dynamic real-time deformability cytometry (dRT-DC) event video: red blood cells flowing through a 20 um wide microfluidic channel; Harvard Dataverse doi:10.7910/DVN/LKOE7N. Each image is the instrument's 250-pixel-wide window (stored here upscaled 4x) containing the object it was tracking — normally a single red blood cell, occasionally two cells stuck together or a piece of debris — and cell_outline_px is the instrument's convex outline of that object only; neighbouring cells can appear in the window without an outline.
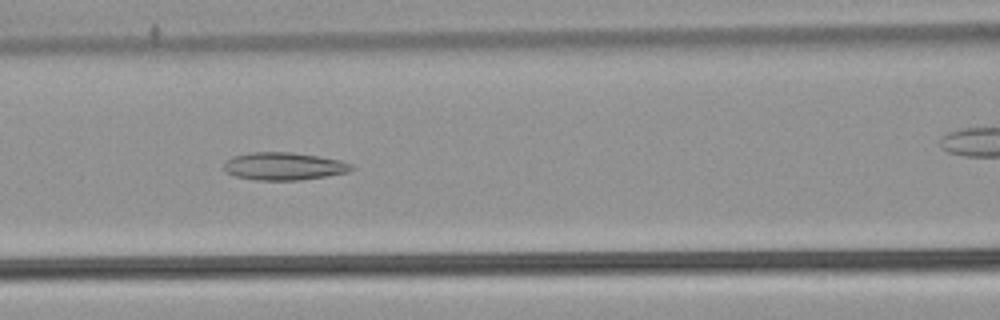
{"species": "common noctule bat (a hibernating species)", "species_latin": "Nyctalus noctula", "temperature_condition": "warm", "stored_images_in_passage": 54, "camera_frame_rate_fps": 3000, "um_per_image_px": 0.085, "animal": {"sex": "male", "body_mass_g": 21.5, "forearm_length_mm": 52.0}, "frame": {"image": 1, "passage_image": 23, "time_ms": 7.333, "image_size_px": [1000, 320], "cell_outline_px": [[356, 168], [348, 172], [300, 180], [256, 180], [236, 176], [228, 172], [224, 168], [224, 164], [232, 156], [248, 152], [292, 152], [340, 160], [352, 164]], "centroid_in_image_um": [24.14, 14.12], "position_along_channel_um": 142.5, "area_um2": 20.46}}
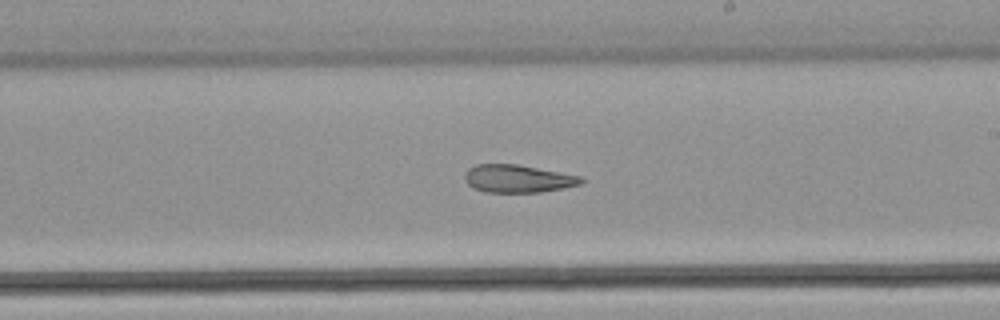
{"frame": {"image": 2, "passage_image": 31, "time_ms": 10.0, "image_size_px": [1000, 320], "cell_outline_px": [[584, 180], [580, 184], [540, 192], [484, 192], [472, 188], [464, 180], [464, 172], [468, 168], [476, 164], [516, 164], [560, 172], [580, 176]], "centroid_in_image_um": [43.94, 15.18], "position_along_channel_um": 245.1, "area_um2": 18.79}}
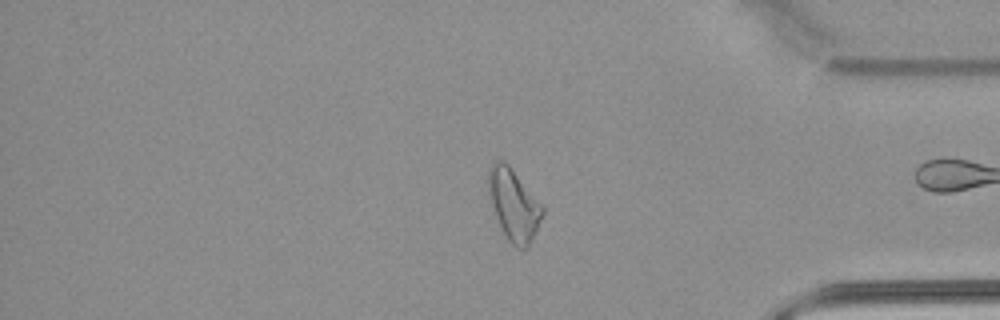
{"frame": {"image": 3, "passage_image": 44, "time_ms": 14.333, "image_size_px": [1000, 320], "cell_outline_px": [[544, 212], [528, 248], [516, 248], [508, 240], [496, 216], [488, 196], [488, 168], [492, 160], [504, 160], [508, 164], [544, 208]], "centroid_in_image_um": [43.63, 17.37], "position_along_channel_um": 391.6, "area_um2": 22.2}, "authors_computed_cell_mechanics": {"area_um2": 23.698, "velocity_mm_per_s": 3.8683, "shape_relaxation_time_tau1_ms": null, "shape_relaxation_time_tau2_ms": 5.7923, "deformation_change_tau1": null, "deformation_change_tau2": 0.1505}}